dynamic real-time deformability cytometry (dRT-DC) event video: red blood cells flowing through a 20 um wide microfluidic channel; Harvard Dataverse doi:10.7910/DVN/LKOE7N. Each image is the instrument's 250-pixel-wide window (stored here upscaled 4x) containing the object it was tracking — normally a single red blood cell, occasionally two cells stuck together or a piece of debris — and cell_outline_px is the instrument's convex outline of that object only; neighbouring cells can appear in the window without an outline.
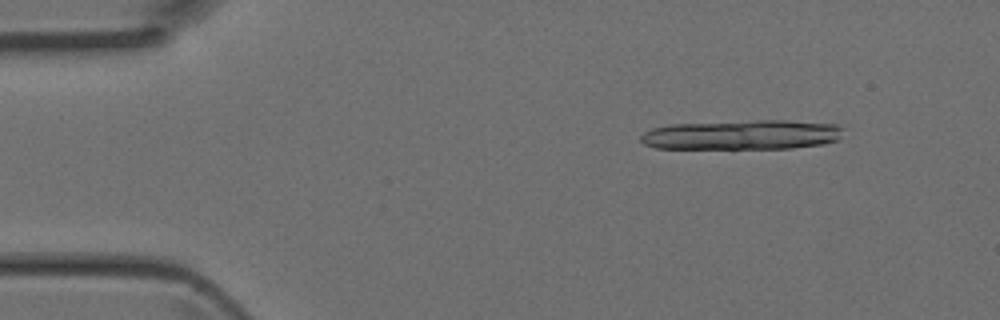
{"species": "Egyptian fruit bat (a non-hibernating species)", "species_latin": "Rousettus aegyptiacus", "temperature_condition": "room temperature", "stored_images_in_passage": 3, "camera_frame_rate_fps": 3000, "um_per_image_px": 0.085, "animal": {"sex": "female"}, "frame": {"image": 1, "passage_image": 1, "time_ms": 0.0, "image_size_px": [1000, 320], "cell_outline_px": [[840, 140], [824, 144], [792, 148], [656, 148], [644, 144], [640, 140], [640, 136], [644, 132], [652, 128], [672, 124], [756, 120], [788, 120], [836, 124], [840, 128]], "centroid_in_image_um": [63.08, 11.45], "position_along_channel_um": 21.9, "area_um2": 35.03}}
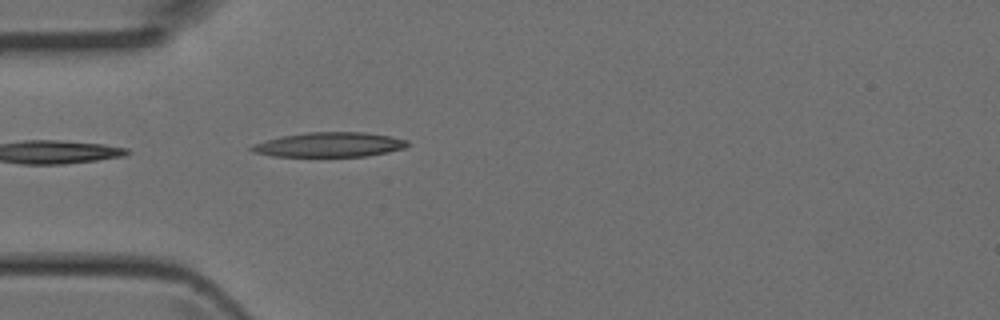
{"frame": {"image": 2, "passage_image": 3, "time_ms": 0.667, "image_size_px": [1000, 320], "cell_outline_px": [[408, 144], [404, 148], [388, 152], [368, 156], [272, 156], [252, 152], [248, 148], [252, 144], [280, 136], [308, 132], [364, 132], [392, 136], [408, 140]], "centroid_in_image_um": [27.98, 12.29], "position_along_channel_um": 57.0, "area_um2": 22.48}}